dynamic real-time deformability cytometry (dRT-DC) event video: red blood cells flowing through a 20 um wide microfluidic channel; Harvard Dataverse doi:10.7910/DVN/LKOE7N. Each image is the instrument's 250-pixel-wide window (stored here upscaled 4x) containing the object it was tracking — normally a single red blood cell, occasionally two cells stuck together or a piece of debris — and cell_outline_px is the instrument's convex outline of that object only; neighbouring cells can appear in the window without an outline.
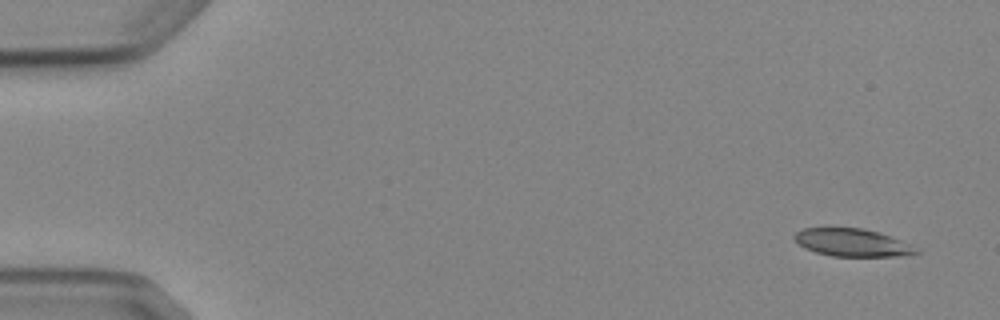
{"species": "Egyptian fruit bat (a non-hibernating species)", "species_latin": "Rousettus aegyptiacus", "temperature_condition": "cold", "stored_images_in_passage": 5, "camera_frame_rate_fps": 3000, "um_per_image_px": 0.085, "animal": {"sex": "female"}, "frame": {"image": 1, "passage_image": 1, "time_ms": 0.0, "image_size_px": [1000, 320], "cell_outline_px": [[920, 252], [904, 256], [832, 256], [816, 252], [804, 248], [796, 244], [792, 236], [796, 232], [804, 228], [864, 228], [880, 232], [900, 240], [908, 244]], "centroid_in_image_um": [72.38, 20.61], "position_along_channel_um": 12.6, "area_um2": 19.65}}